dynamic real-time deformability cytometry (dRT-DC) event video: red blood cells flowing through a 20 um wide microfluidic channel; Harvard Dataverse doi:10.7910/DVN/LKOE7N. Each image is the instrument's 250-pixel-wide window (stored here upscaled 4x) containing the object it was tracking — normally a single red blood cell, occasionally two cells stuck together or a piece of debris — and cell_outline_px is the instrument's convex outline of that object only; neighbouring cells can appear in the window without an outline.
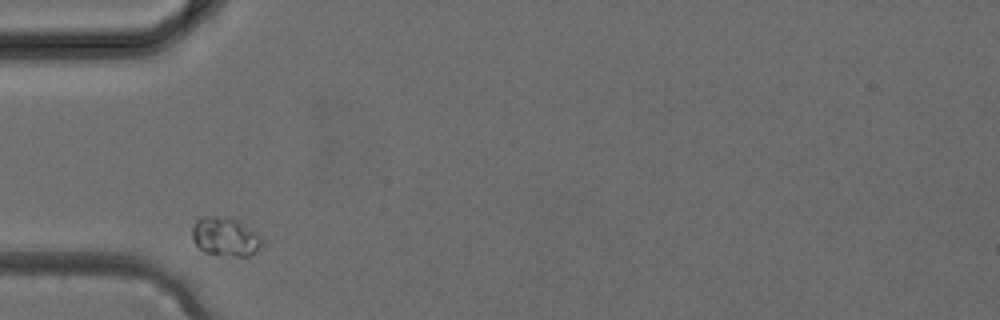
{"species": "common noctule bat (a hibernating species)", "species_latin": "Nyctalus noctula", "temperature_condition": "cold", "stored_images_in_passage": 2, "camera_frame_rate_fps": 3000, "um_per_image_px": 0.085, "animal": {"sex": "female", "body_mass_g": 24.6, "forearm_length_mm": 56.2}, "frame": {"image": 1, "passage_image": 1, "time_ms": 0.0, "image_size_px": [1000, 320], "cell_outline_px": [[260, 244], [248, 256], [236, 256], [204, 252], [192, 240], [192, 228], [196, 220], [200, 216], [216, 216], [236, 220], [256, 232], [260, 240]], "centroid_in_image_um": [19.06, 20.1], "position_along_channel_um": 65.9, "area_um2": 15.2}}
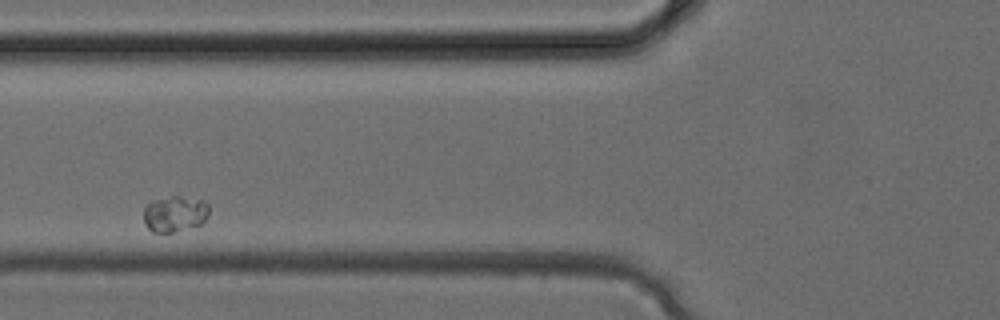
{"frame": {"image": 2, "passage_image": 2, "time_ms": 0.333, "image_size_px": [1000, 320], "cell_outline_px": [[208, 216], [200, 224], [172, 232], [152, 232], [144, 224], [144, 208], [152, 200], [172, 196], [180, 196], [204, 200], [208, 204]], "centroid_in_image_um": [14.84, 18.16], "position_along_channel_um": 111.0, "area_um2": 13.64}}